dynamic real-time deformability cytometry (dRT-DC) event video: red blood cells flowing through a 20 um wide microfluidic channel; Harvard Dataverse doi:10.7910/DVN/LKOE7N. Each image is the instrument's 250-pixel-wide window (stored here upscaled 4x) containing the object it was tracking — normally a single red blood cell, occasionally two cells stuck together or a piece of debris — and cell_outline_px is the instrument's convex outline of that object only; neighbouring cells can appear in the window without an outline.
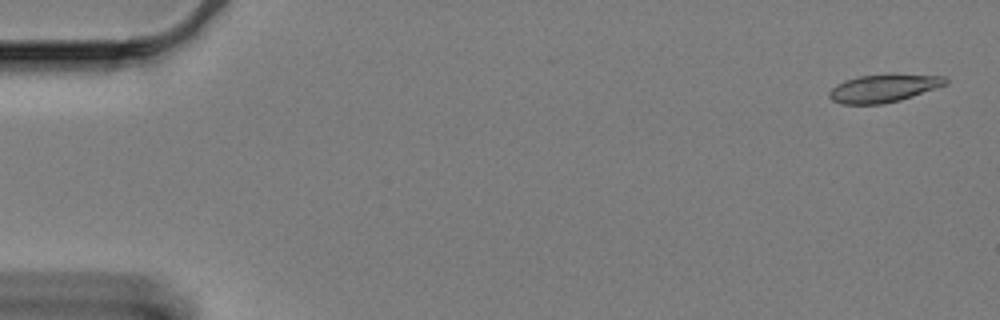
{"species": "Egyptian fruit bat (a non-hibernating species)", "species_latin": "Rousettus aegyptiacus", "temperature_condition": "cold", "stored_images_in_passage": 60, "camera_frame_rate_fps": 3000, "um_per_image_px": 0.085, "animal": {"sex": "female"}, "frame": {"image": 1, "passage_image": 2, "time_ms": 0.333, "image_size_px": [1000, 320], "cell_outline_px": [[948, 84], [900, 100], [880, 104], [840, 104], [832, 100], [828, 96], [828, 92], [836, 84], [844, 80], [860, 76], [892, 72], [944, 76], [948, 80]], "centroid_in_image_um": [75.12, 7.46], "position_along_channel_um": 9.9, "area_um2": 19.42}}
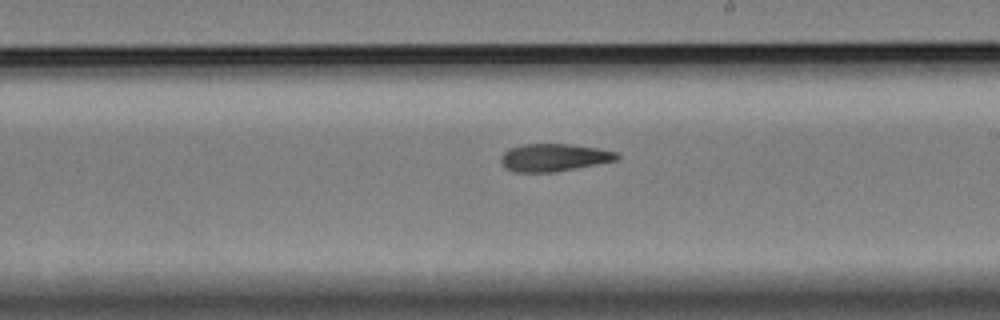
{"frame": {"image": 2, "passage_image": 35, "time_ms": 11.333, "image_size_px": [1000, 320], "cell_outline_px": [[620, 156], [616, 160], [556, 172], [512, 172], [504, 168], [500, 160], [500, 156], [508, 148], [524, 144], [568, 144], [600, 148], [616, 152]], "centroid_in_image_um": [47.04, 13.39], "position_along_channel_um": 242.0, "area_um2": 18.79}}
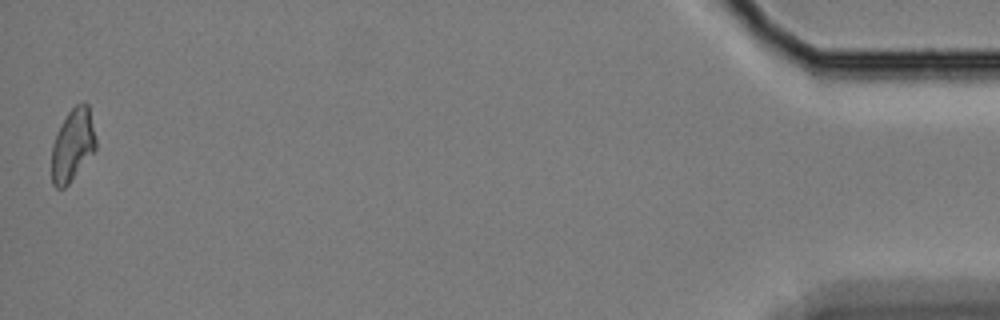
{"frame": {"image": 3, "passage_image": 60, "time_ms": 19.667, "image_size_px": [1000, 320], "cell_outline_px": [[96, 148], [68, 184], [64, 188], [56, 188], [52, 184], [52, 144], [56, 132], [68, 112], [76, 104], [88, 104], [96, 140]], "centroid_in_image_um": [6.15, 12.33], "position_along_channel_um": 429.0, "area_um2": 18.32}, "authors_computed_cell_mechanics": {"area_um2": 19.2474, "velocity_mm_per_s": 3.3058, "shape_relaxation_time_tau1_ms": 9.1124, "shape_relaxation_time_tau2_ms": null, "deformation_change_tau1": 0.1993, "deformation_change_tau2": null}}